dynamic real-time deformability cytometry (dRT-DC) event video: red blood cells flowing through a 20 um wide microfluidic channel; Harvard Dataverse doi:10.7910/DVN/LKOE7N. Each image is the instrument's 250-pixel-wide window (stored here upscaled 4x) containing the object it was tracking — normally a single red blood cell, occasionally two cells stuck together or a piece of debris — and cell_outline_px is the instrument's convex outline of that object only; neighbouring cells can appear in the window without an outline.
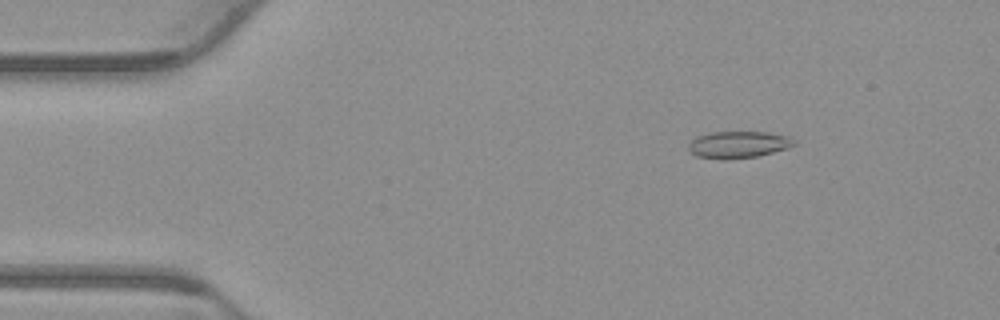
{"species": "common noctule bat (a hibernating species)", "species_latin": "Nyctalus noctula", "temperature_condition": "warm", "stored_images_in_passage": 48, "camera_frame_rate_fps": 3000, "um_per_image_px": 0.085, "animal": {"sex": "male", "body_mass_g": 23.1, "forearm_length_mm": 52.7}, "frame": {"image": 1, "passage_image": 2, "time_ms": 0.333, "image_size_px": [1000, 320], "cell_outline_px": [[796, 144], [788, 148], [756, 156], [728, 160], [720, 160], [696, 156], [688, 152], [688, 144], [696, 136], [712, 132], [768, 132], [788, 136], [796, 140]], "centroid_in_image_um": [62.72, 12.3], "position_along_channel_um": 22.3, "area_um2": 16.76}}
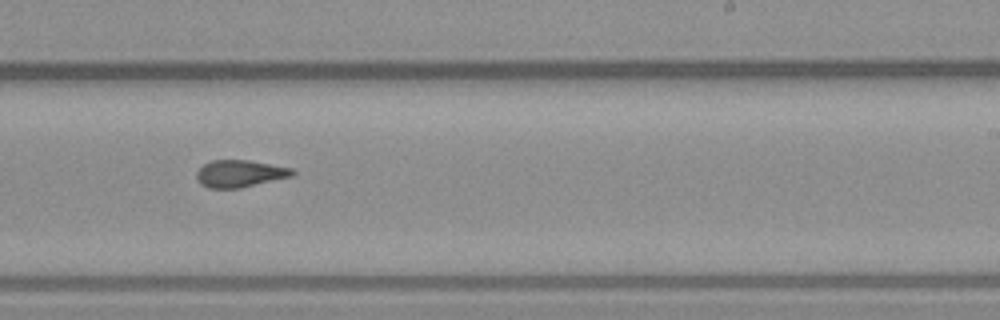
{"frame": {"image": 2, "passage_image": 27, "time_ms": 8.667, "image_size_px": [1000, 320], "cell_outline_px": [[296, 172], [292, 176], [240, 188], [208, 188], [200, 184], [196, 180], [196, 172], [204, 164], [212, 160], [248, 160], [292, 168]], "centroid_in_image_um": [20.36, 14.76], "position_along_channel_um": 268.6, "area_um2": 15.14}}
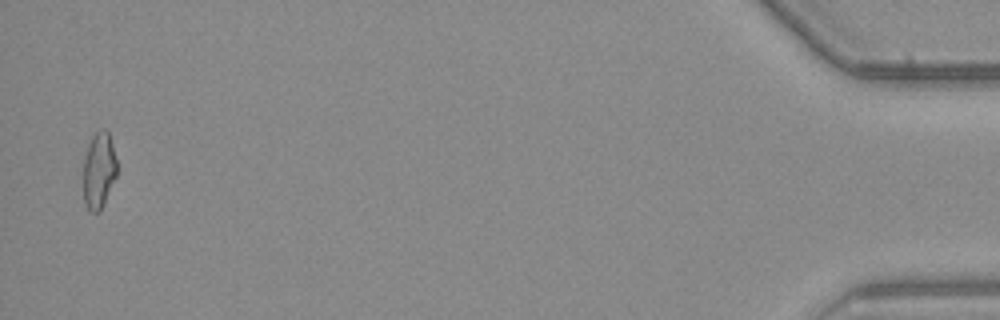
{"frame": {"image": 3, "passage_image": 47, "time_ms": 15.333, "image_size_px": [1000, 320], "cell_outline_px": [[116, 176], [104, 204], [100, 212], [88, 212], [84, 204], [84, 156], [88, 144], [92, 136], [100, 128], [104, 128], [108, 132], [112, 144], [116, 160]], "centroid_in_image_um": [8.39, 14.5], "position_along_channel_um": 426.8, "area_um2": 15.03}, "authors_computed_cell_mechanics": {"area_um2": 15.5482, "velocity_mm_per_s": 3.859, "shape_relaxation_time_tau1_ms": null, "shape_relaxation_time_tau2_ms": 2.2705, "deformation_change_tau1": null, "deformation_change_tau2": 0.0855}}